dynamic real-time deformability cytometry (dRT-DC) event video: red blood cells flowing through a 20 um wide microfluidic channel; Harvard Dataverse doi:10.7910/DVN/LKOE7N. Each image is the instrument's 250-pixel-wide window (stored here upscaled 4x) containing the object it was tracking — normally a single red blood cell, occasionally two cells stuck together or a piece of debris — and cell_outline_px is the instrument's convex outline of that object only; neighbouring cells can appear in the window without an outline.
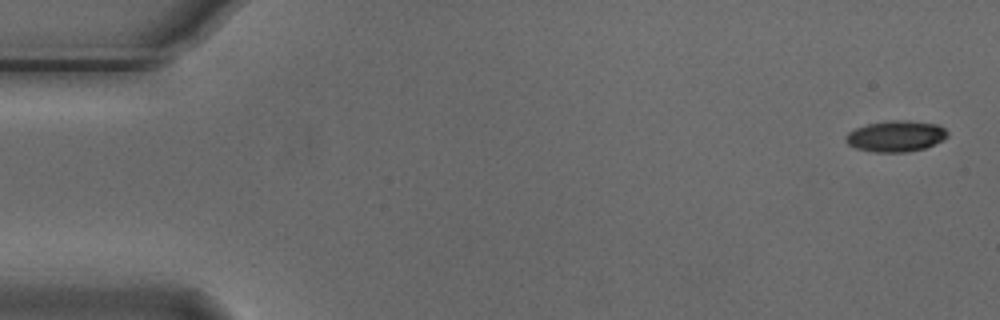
{"species": "Egyptian fruit bat (a non-hibernating species)", "species_latin": "Rousettus aegyptiacus", "temperature_condition": "cold", "stored_images_in_passage": 4, "camera_frame_rate_fps": 3000, "um_per_image_px": 0.085, "animal": {"sex": "male"}, "frame": {"image": 1, "passage_image": 1, "time_ms": 0.0, "image_size_px": [1000, 320], "cell_outline_px": [[948, 136], [924, 148], [904, 152], [876, 152], [856, 148], [848, 144], [844, 140], [844, 136], [848, 132], [856, 128], [868, 124], [892, 120], [908, 120], [940, 124], [948, 132]], "centroid_in_image_um": [76.13, 11.56], "position_along_channel_um": 8.9, "area_um2": 18.32}}
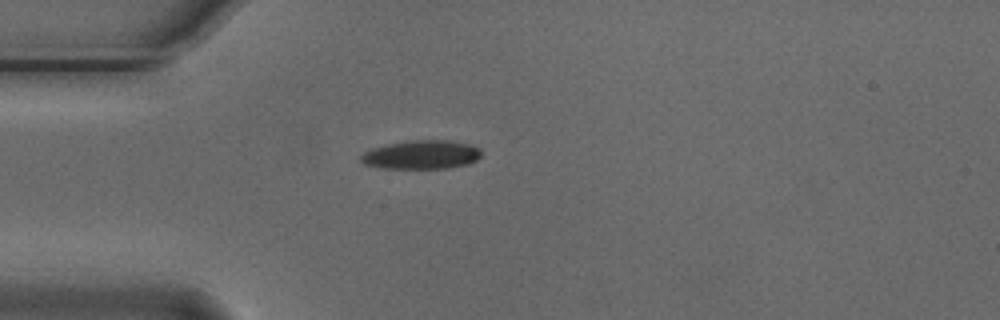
{"frame": {"image": 2, "passage_image": 4, "time_ms": 1.0, "image_size_px": [1000, 320], "cell_outline_px": [[480, 156], [476, 160], [468, 164], [448, 168], [380, 168], [364, 164], [360, 160], [360, 156], [364, 152], [372, 148], [404, 140], [448, 140], [468, 144], [480, 148]], "centroid_in_image_um": [35.8, 13.14], "position_along_channel_um": 49.2, "area_um2": 20.23}}